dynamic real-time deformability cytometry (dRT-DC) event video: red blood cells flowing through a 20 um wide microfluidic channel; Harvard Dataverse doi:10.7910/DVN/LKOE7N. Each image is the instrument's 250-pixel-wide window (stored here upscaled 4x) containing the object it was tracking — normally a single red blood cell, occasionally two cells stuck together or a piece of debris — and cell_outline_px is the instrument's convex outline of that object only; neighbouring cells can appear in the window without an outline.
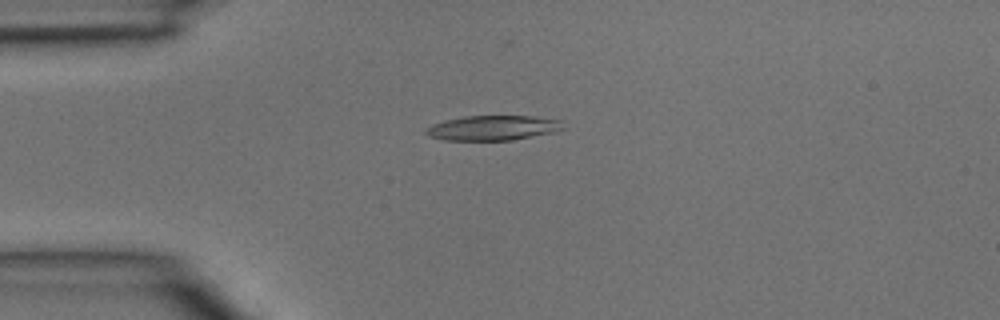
{"species": "common noctule bat (a hibernating species)", "species_latin": "Nyctalus noctula", "temperature_condition": "room temperature", "stored_images_in_passage": 3, "camera_frame_rate_fps": 3000, "um_per_image_px": 0.085, "animal": {"sex": "male", "body_mass_g": 15.6}, "frame": {"image": 1, "passage_image": 3, "time_ms": 0.667, "image_size_px": [1000, 320], "cell_outline_px": [[564, 128], [552, 132], [512, 140], [444, 140], [428, 136], [424, 132], [424, 128], [432, 124], [464, 116], [536, 116], [560, 120]], "centroid_in_image_um": [41.85, 10.87], "position_along_channel_um": 43.1, "area_um2": 19.77}}